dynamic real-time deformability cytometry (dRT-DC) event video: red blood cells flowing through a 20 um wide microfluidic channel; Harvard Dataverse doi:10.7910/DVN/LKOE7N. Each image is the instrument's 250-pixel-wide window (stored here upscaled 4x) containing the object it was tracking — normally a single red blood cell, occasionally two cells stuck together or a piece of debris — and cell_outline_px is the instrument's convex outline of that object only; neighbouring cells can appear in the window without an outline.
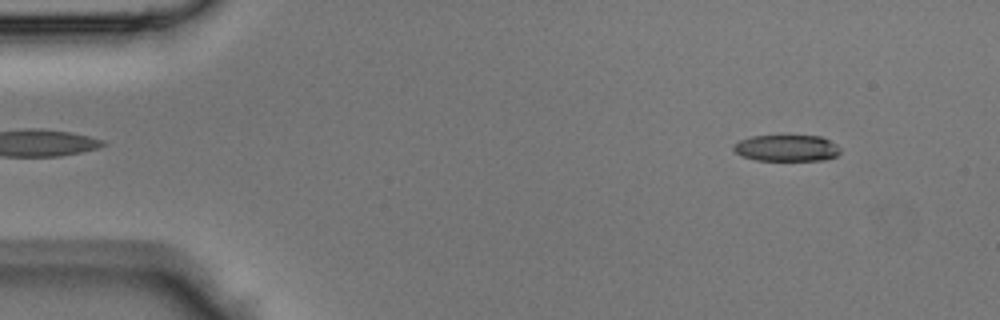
{"species": "Egyptian fruit bat (a non-hibernating species)", "species_latin": "Rousettus aegyptiacus", "temperature_condition": "room temperature", "stored_images_in_passage": 43, "camera_frame_rate_fps": 3000, "um_per_image_px": 0.085, "animal": {"sex": "male"}, "frame": {"image": 1, "passage_image": 4, "time_ms": 1.0, "image_size_px": [1000, 320], "cell_outline_px": [[840, 152], [836, 156], [824, 160], [756, 160], [740, 156], [732, 148], [732, 144], [740, 140], [752, 136], [820, 136], [836, 144], [840, 148]], "centroid_in_image_um": [66.84, 12.59], "position_along_channel_um": 18.2, "area_um2": 16.42}}
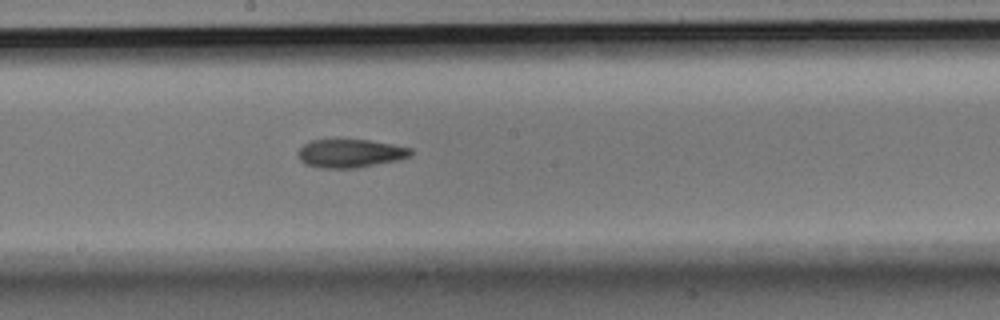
{"frame": {"image": 2, "passage_image": 23, "time_ms": 7.333, "image_size_px": [1000, 320], "cell_outline_px": [[412, 152], [408, 156], [400, 160], [356, 168], [320, 168], [304, 164], [300, 160], [300, 148], [304, 144], [312, 140], [368, 140], [392, 144], [412, 148]], "centroid_in_image_um": [29.79, 13.04], "position_along_channel_um": 218.4, "area_um2": 18.5}}
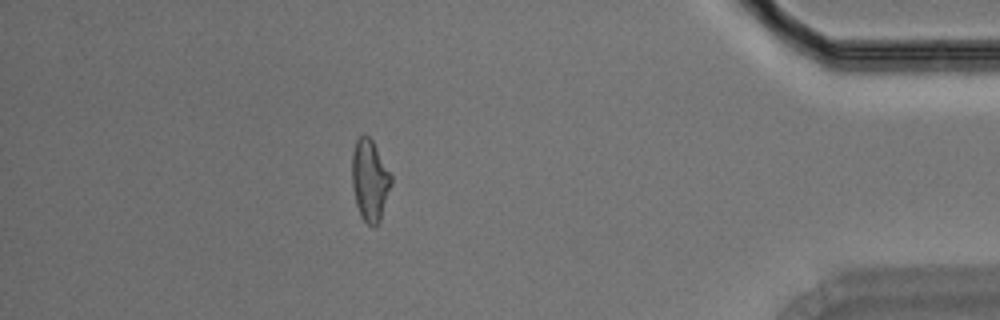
{"frame": {"image": 3, "passage_image": 38, "time_ms": 12.333, "image_size_px": [1000, 320], "cell_outline_px": [[392, 184], [380, 220], [376, 224], [368, 224], [360, 216], [356, 204], [352, 188], [352, 152], [356, 140], [364, 132], [372, 140], [392, 176]], "centroid_in_image_um": [31.42, 15.29], "position_along_channel_um": 403.8, "area_um2": 18.55}}